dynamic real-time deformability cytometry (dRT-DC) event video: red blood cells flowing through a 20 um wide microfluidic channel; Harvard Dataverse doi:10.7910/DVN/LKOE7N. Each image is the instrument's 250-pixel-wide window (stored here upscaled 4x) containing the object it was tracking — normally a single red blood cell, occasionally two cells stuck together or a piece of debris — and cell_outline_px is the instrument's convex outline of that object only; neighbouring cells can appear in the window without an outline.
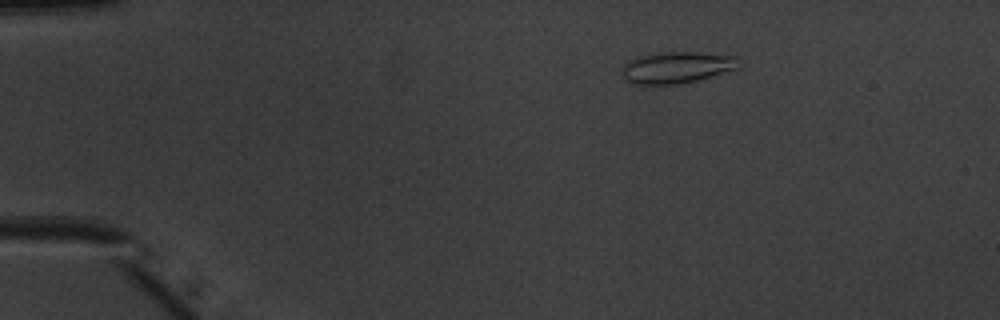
{"species": "common noctule bat (a hibernating species)", "species_latin": "Nyctalus noctula", "temperature_condition": "warm", "stored_images_in_passage": 44, "camera_frame_rate_fps": 3000, "um_per_image_px": 0.085, "animal": {"sex": "male", "body_mass_g": 20.1, "forearm_length_mm": 53.5}, "frame": {"image": 1, "passage_image": 2, "time_ms": 0.333, "image_size_px": [1000, 320], "cell_outline_px": [[740, 68], [696, 80], [676, 84], [632, 84], [624, 80], [624, 64], [628, 60], [640, 56], [660, 52], [696, 52], [736, 56]], "centroid_in_image_um": [57.52, 5.73], "position_along_channel_um": 27.5, "area_um2": 21.27}}
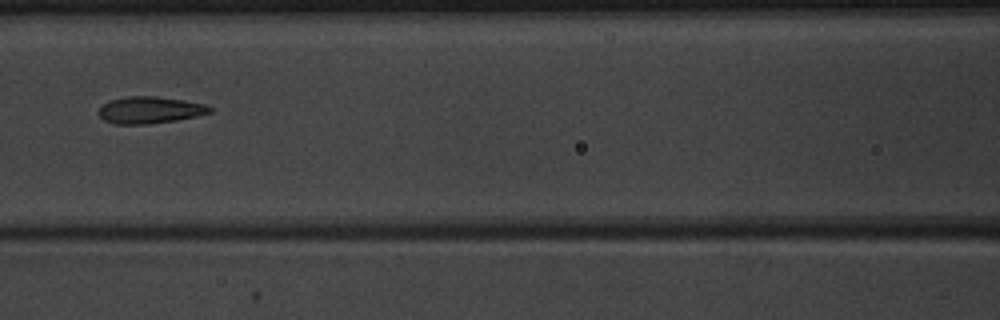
{"frame": {"image": 2, "passage_image": 17, "time_ms": 5.333, "image_size_px": [1000, 320], "cell_outline_px": [[212, 112], [196, 116], [176, 120], [148, 124], [116, 124], [104, 120], [100, 116], [100, 108], [108, 100], [128, 96], [156, 96], [184, 100], [204, 104], [212, 108]], "centroid_in_image_um": [12.74, 9.34], "position_along_channel_um": 153.9, "area_um2": 17.28}}
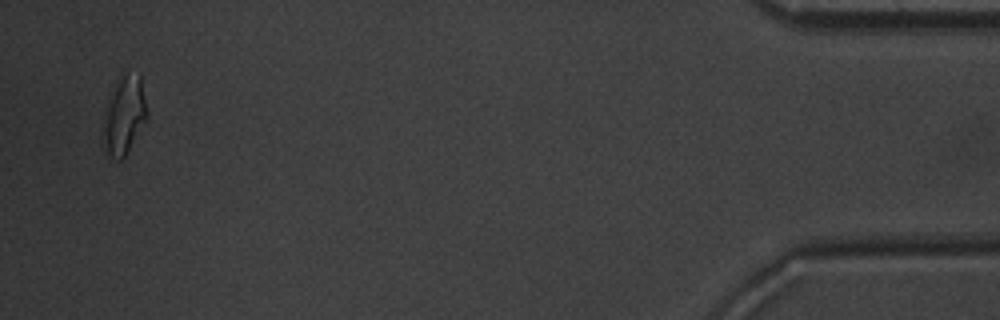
{"frame": {"image": 3, "passage_image": 43, "time_ms": 14.0, "image_size_px": [1000, 320], "cell_outline_px": [[148, 116], [124, 156], [120, 160], [116, 160], [108, 152], [100, 132], [104, 108], [120, 80], [124, 76], [140, 72], [148, 112]], "centroid_in_image_um": [10.54, 9.82], "position_along_channel_um": 424.7, "area_um2": 19.54}, "authors_computed_cell_mechanics": {"area_um2": 17.6868, "velocity_mm_per_s": 4.0052, "shape_relaxation_time_tau1_ms": 3.0981, "shape_relaxation_time_tau2_ms": 1.2925, "deformation_change_tau1": 0.1502, "deformation_change_tau2": 0.0853}}